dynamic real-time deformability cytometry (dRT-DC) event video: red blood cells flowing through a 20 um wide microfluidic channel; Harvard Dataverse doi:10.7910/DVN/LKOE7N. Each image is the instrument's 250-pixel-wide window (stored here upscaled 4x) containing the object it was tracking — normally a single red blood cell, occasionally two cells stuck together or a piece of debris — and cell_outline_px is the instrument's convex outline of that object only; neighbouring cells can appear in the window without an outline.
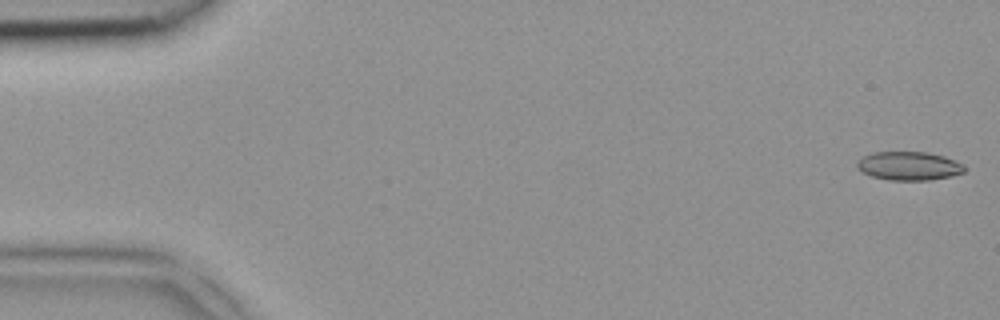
{"species": "common noctule bat (a hibernating species)", "species_latin": "Nyctalus noctula", "temperature_condition": "room temperature", "stored_images_in_passage": 3, "camera_frame_rate_fps": 3000, "um_per_image_px": 0.085, "animal": {"sex": "female", "body_mass_g": 18.4}, "frame": {"image": 1, "passage_image": 1, "time_ms": 0.0, "image_size_px": [1000, 320], "cell_outline_px": [[968, 168], [964, 172], [952, 176], [928, 180], [888, 180], [872, 176], [860, 172], [856, 168], [856, 160], [872, 152], [928, 152], [944, 156], [964, 164]], "centroid_in_image_um": [77.25, 14.1], "position_along_channel_um": 7.8, "area_um2": 18.21}}